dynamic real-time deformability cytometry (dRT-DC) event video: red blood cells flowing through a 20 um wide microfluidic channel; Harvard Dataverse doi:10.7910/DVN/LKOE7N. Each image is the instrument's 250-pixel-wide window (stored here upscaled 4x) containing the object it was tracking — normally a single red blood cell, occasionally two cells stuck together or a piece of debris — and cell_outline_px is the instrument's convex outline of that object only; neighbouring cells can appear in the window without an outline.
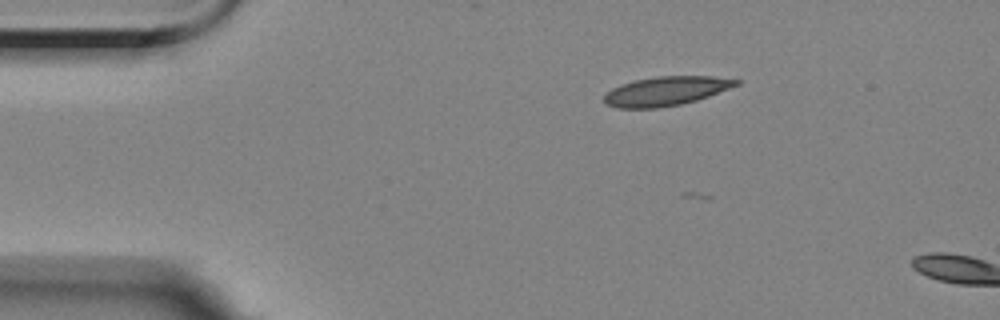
{"species": "Egyptian fruit bat (a non-hibernating species)", "species_latin": "Rousettus aegyptiacus", "temperature_condition": "room temperature", "stored_images_in_passage": 2, "camera_frame_rate_fps": 3000, "um_per_image_px": 0.085, "animal": {"sex": "female"}, "frame": {"image": 1, "passage_image": 1, "time_ms": 0.0, "image_size_px": [1000, 320], "cell_outline_px": [[740, 84], [708, 96], [696, 100], [680, 104], [656, 108], [616, 108], [604, 104], [604, 96], [612, 88], [620, 84], [636, 80], [656, 76], [712, 76], [740, 80]], "centroid_in_image_um": [56.58, 7.74], "position_along_channel_um": 28.4, "area_um2": 22.31}}